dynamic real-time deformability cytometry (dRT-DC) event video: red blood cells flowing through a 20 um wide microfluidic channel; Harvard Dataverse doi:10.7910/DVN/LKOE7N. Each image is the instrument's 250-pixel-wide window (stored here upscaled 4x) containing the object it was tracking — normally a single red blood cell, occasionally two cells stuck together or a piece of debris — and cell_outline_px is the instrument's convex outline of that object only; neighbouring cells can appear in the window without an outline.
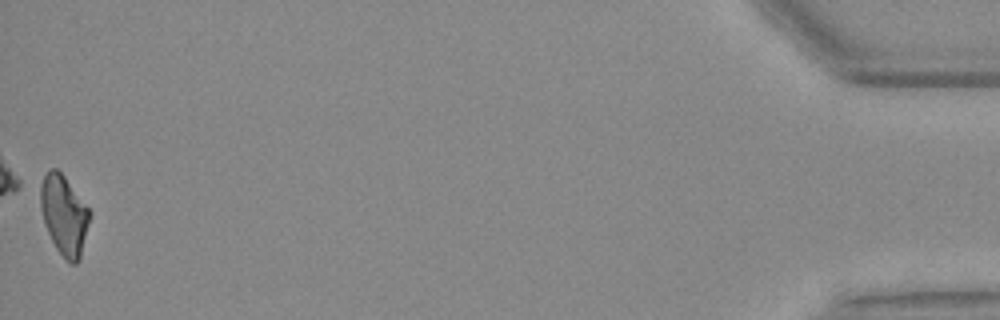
{"species": "Egyptian fruit bat (a non-hibernating species)", "species_latin": "Rousettus aegyptiacus", "temperature_condition": "warm", "stored_images_in_passage": 42, "camera_frame_rate_fps": 3000, "um_per_image_px": 0.085, "animal": {"sex": "female"}, "frame": {"image": 1, "passage_image": 42, "time_ms": 13.667, "image_size_px": [1000, 320], "cell_outline_px": [[92, 212], [80, 260], [76, 264], [72, 264], [56, 248], [44, 224], [40, 208], [40, 188], [44, 176], [48, 168], [56, 168], [64, 176]], "centroid_in_image_um": [5.46, 18.27], "position_along_channel_um": 429.7, "area_um2": 22.83}, "authors_computed_cell_mechanics": {"area_um2": 23.3223, "velocity_mm_per_s": 3.7539, "shape_relaxation_time_tau1_ms": null, "shape_relaxation_time_tau2_ms": 4.6027, "deformation_change_tau1": null, "deformation_change_tau2": 0.141}}